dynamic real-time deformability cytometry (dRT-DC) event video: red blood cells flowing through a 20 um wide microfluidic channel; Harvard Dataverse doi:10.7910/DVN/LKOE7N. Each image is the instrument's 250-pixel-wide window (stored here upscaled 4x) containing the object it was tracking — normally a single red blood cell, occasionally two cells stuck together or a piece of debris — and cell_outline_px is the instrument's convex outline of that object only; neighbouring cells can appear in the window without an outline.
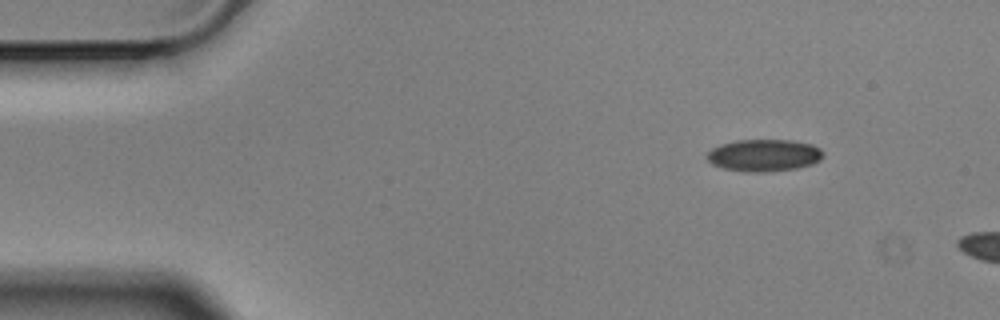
{"species": "Egyptian fruit bat (a non-hibernating species)", "species_latin": "Rousettus aegyptiacus", "temperature_condition": "cold", "stored_images_in_passage": 3, "camera_frame_rate_fps": 3000, "um_per_image_px": 0.085, "animal": {"sex": "male"}, "frame": {"image": 1, "passage_image": 1, "time_ms": 0.0, "image_size_px": [1000, 320], "cell_outline_px": [[824, 156], [820, 160], [812, 164], [796, 168], [764, 172], [748, 172], [724, 168], [712, 164], [708, 160], [708, 152], [712, 148], [720, 144], [736, 140], [792, 140], [812, 144], [820, 148], [824, 152]], "centroid_in_image_um": [64.97, 13.19], "position_along_channel_um": 20.0, "area_um2": 21.73}}